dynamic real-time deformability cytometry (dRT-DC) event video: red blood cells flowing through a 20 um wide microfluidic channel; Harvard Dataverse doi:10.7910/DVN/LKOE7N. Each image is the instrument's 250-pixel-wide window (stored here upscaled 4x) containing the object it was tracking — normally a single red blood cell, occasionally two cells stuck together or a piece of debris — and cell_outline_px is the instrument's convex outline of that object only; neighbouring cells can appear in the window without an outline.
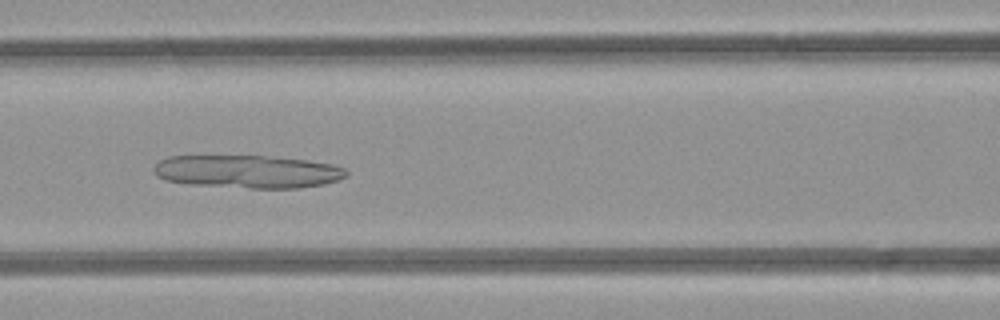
{"species": "common noctule bat (a hibernating species)", "species_latin": "Nyctalus noctula", "temperature_condition": "room temperature", "stored_images_in_passage": 47, "camera_frame_rate_fps": 3000, "um_per_image_px": 0.085, "animal": {"sex": "female", "body_mass_g": 21.9}, "frame": {"image": 1, "passage_image": 20, "time_ms": 6.333, "image_size_px": [1000, 320], "cell_outline_px": [[348, 176], [324, 184], [300, 188], [252, 188], [188, 184], [164, 180], [156, 176], [152, 172], [152, 168], [160, 160], [168, 156], [264, 156], [308, 160], [332, 164], [344, 168], [348, 172]], "centroid_in_image_um": [21.02, 14.59], "position_along_channel_um": 145.6, "area_um2": 37.11}}
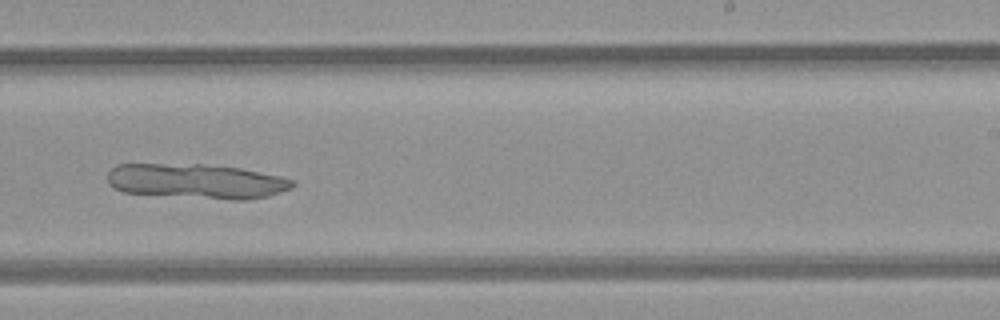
{"frame": {"image": 2, "passage_image": 29, "time_ms": 9.333, "image_size_px": [1000, 320], "cell_outline_px": [[296, 184], [292, 188], [268, 196], [248, 200], [232, 200], [124, 192], [108, 184], [108, 172], [116, 164], [200, 164], [240, 168], [280, 176], [296, 180]], "centroid_in_image_um": [16.74, 15.4], "position_along_channel_um": 272.3, "area_um2": 37.57}}
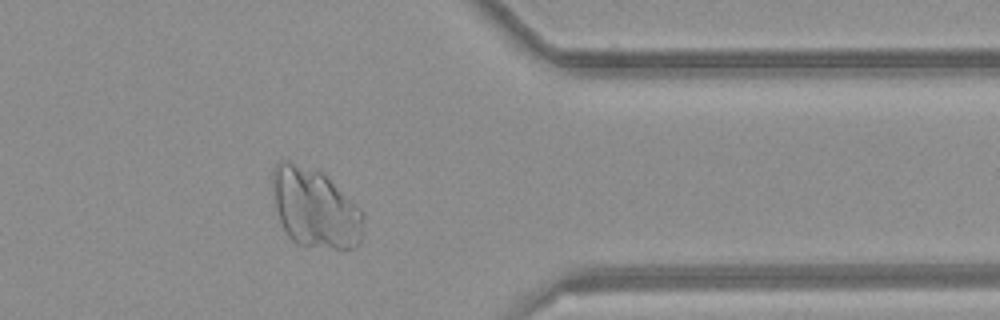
{"frame": {"image": 3, "passage_image": 38, "time_ms": 12.333, "image_size_px": [1000, 320], "cell_outline_px": [[364, 216], [360, 244], [356, 248], [332, 248], [296, 244], [288, 236], [280, 220], [276, 208], [272, 184], [272, 168], [280, 160], [288, 160], [320, 172], [356, 204], [364, 212]], "centroid_in_image_um": [26.77, 17.7], "position_along_channel_um": 384.6, "area_um2": 41.62}}